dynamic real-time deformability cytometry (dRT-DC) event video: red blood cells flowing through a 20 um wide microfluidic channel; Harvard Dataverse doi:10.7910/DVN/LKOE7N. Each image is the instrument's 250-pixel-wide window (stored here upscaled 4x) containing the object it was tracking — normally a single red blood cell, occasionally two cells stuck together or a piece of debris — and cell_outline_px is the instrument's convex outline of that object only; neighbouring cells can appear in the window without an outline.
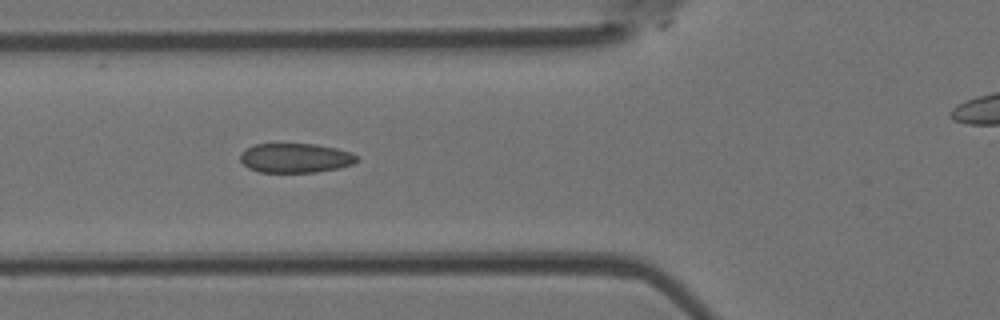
{"species": "Egyptian fruit bat (a non-hibernating species)", "species_latin": "Rousettus aegyptiacus", "temperature_condition": "room temperature", "stored_images_in_passage": 9, "camera_frame_rate_fps": 3000, "um_per_image_px": 0.085, "animal": {"sex": "female"}, "frame": {"image": 1, "passage_image": 6, "time_ms": 5.667, "image_size_px": [1000, 320], "cell_outline_px": [[360, 160], [352, 164], [340, 168], [316, 172], [260, 172], [248, 168], [240, 160], [240, 152], [256, 144], [316, 144], [336, 148], [352, 152]], "centroid_in_image_um": [25.13, 13.43], "position_along_channel_um": 100.7, "area_um2": 20.06}}
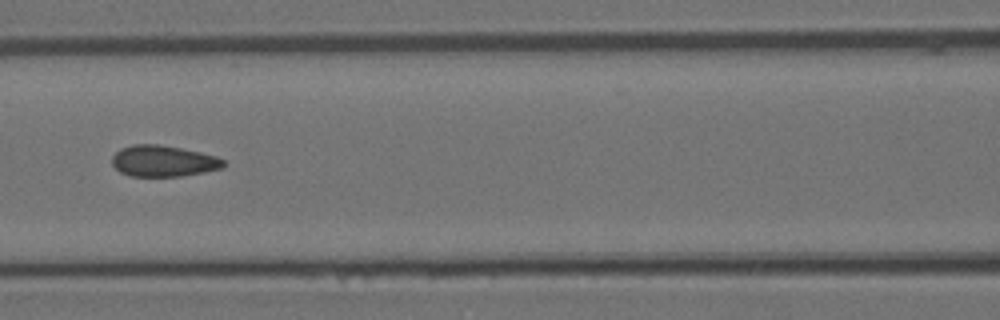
{"frame": {"image": 2, "passage_image": 7, "time_ms": 7.0, "image_size_px": [1000, 320], "cell_outline_px": [[224, 168], [204, 172], [180, 176], [132, 176], [120, 172], [112, 164], [112, 156], [120, 148], [132, 144], [160, 144], [200, 152], [216, 156], [224, 160]], "centroid_in_image_um": [13.87, 13.68], "position_along_channel_um": 152.7, "area_um2": 20.29}}
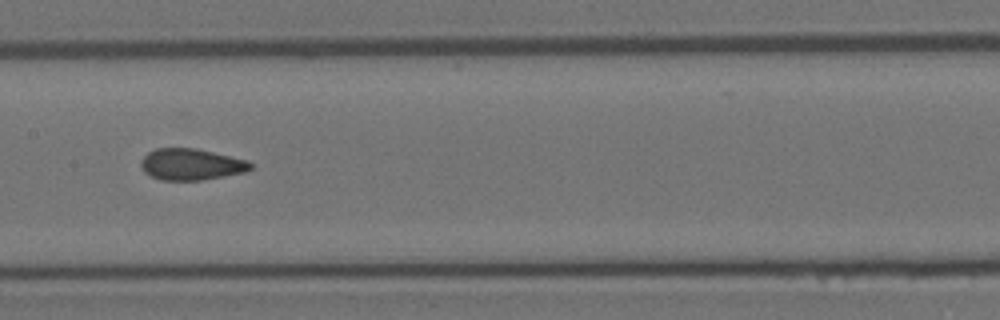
{"frame": {"image": 3, "passage_image": 8, "time_ms": 8.0, "image_size_px": [1000, 320], "cell_outline_px": [[252, 168], [244, 172], [224, 176], [200, 180], [160, 180], [144, 172], [140, 164], [140, 160], [148, 152], [156, 148], [196, 148], [248, 160], [252, 164]], "centroid_in_image_um": [16.23, 13.96], "position_along_channel_um": 191.2, "area_um2": 20.06}}